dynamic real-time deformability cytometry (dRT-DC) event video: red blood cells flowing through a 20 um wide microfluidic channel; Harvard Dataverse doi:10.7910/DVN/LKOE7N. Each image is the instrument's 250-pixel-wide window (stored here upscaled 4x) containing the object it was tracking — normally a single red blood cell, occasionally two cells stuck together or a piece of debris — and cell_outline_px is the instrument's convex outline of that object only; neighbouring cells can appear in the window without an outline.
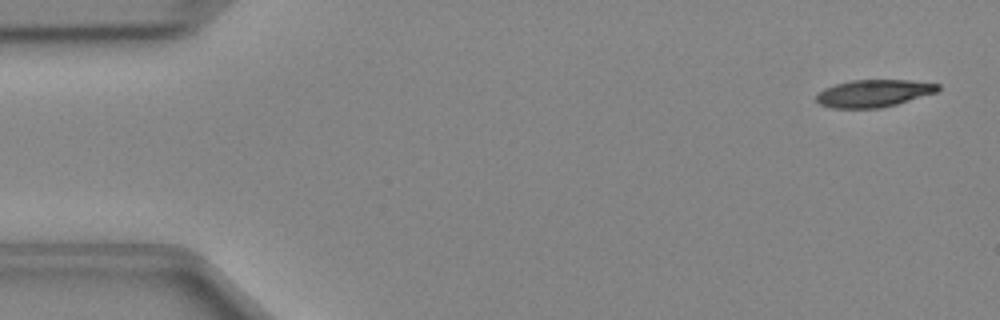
{"species": "Egyptian fruit bat (a non-hibernating species)", "species_latin": "Rousettus aegyptiacus", "temperature_condition": "cold", "stored_images_in_passage": 47, "camera_frame_rate_fps": 3000, "um_per_image_px": 0.085, "animal": {"sex": "female"}, "frame": {"image": 1, "passage_image": 2, "time_ms": 0.333, "image_size_px": [1000, 320], "cell_outline_px": [[940, 88], [936, 92], [896, 104], [880, 108], [832, 108], [820, 104], [816, 100], [816, 96], [824, 88], [836, 84], [852, 80], [908, 80], [940, 84]], "centroid_in_image_um": [74.25, 7.93], "position_along_channel_um": 10.7, "area_um2": 19.19}}
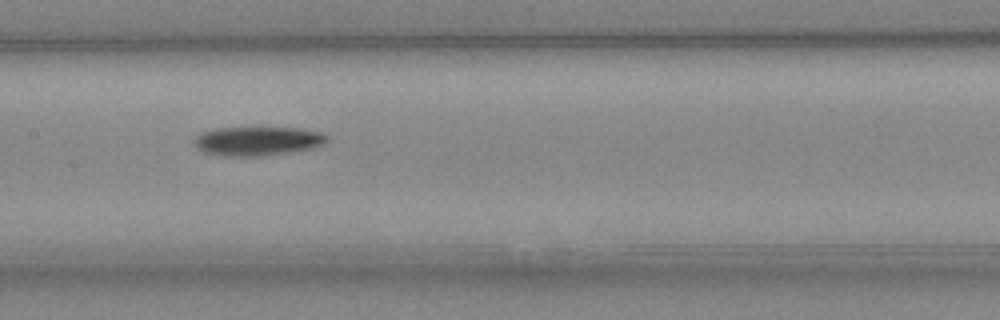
{"frame": {"image": 2, "passage_image": 23, "time_ms": 7.333, "image_size_px": [1000, 320], "cell_outline_px": [[328, 140], [324, 144], [312, 148], [288, 152], [256, 156], [220, 156], [204, 152], [196, 148], [192, 144], [192, 140], [200, 132], [216, 128], [296, 128], [320, 132], [328, 136]], "centroid_in_image_um": [21.82, 11.99], "position_along_channel_um": 185.6, "area_um2": 22.48}}
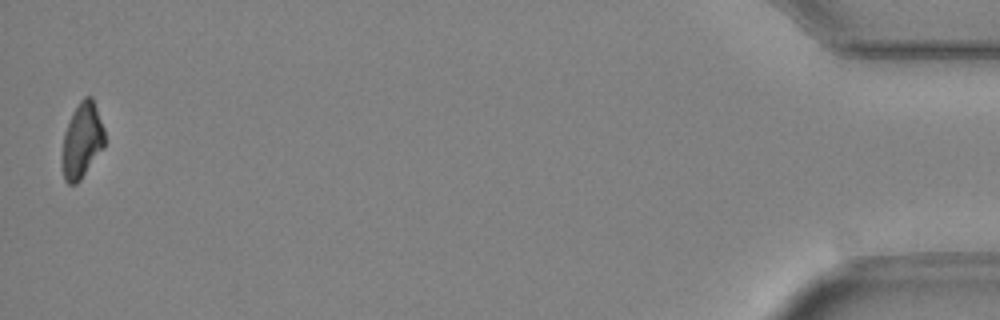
{"frame": {"image": 3, "passage_image": 47, "time_ms": 15.333, "image_size_px": [1000, 320], "cell_outline_px": [[104, 148], [80, 180], [76, 184], [68, 184], [64, 180], [64, 132], [72, 112], [80, 100], [84, 96], [92, 96], [104, 128]], "centroid_in_image_um": [7.0, 11.91], "position_along_channel_um": 428.2, "area_um2": 18.32}}